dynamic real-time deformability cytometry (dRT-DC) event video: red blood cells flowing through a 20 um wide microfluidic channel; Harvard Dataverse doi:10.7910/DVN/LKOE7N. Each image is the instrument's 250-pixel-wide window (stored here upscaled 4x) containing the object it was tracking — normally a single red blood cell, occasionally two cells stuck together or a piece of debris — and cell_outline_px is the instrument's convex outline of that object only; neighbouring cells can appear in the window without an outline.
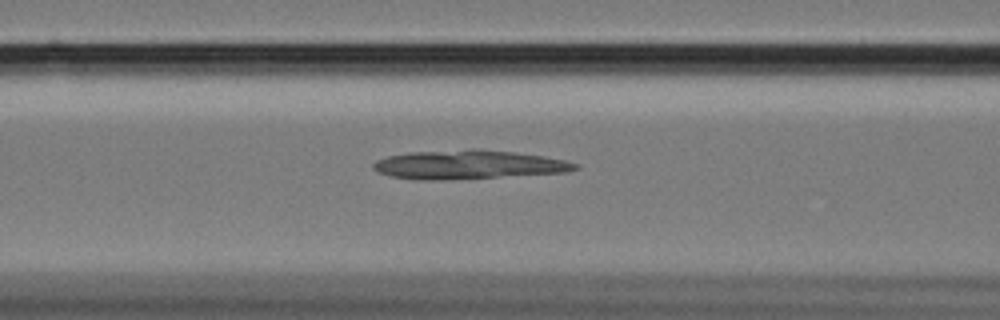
{"species": "Egyptian fruit bat (a non-hibernating species)", "species_latin": "Rousettus aegyptiacus", "temperature_condition": "cold", "stored_images_in_passage": 41, "camera_frame_rate_fps": 3000, "um_per_image_px": 0.085, "animal": {"sex": "female"}, "frame": {"image": 1, "passage_image": 14, "time_ms": 4.333, "image_size_px": [1000, 320], "cell_outline_px": [[580, 168], [568, 172], [444, 180], [432, 180], [392, 176], [380, 172], [372, 168], [372, 164], [376, 160], [388, 156], [408, 152], [472, 148], [480, 148], [516, 152], [544, 156], [564, 160], [580, 164]], "centroid_in_image_um": [39.87, 13.97], "position_along_channel_um": 126.7, "area_um2": 34.1}}
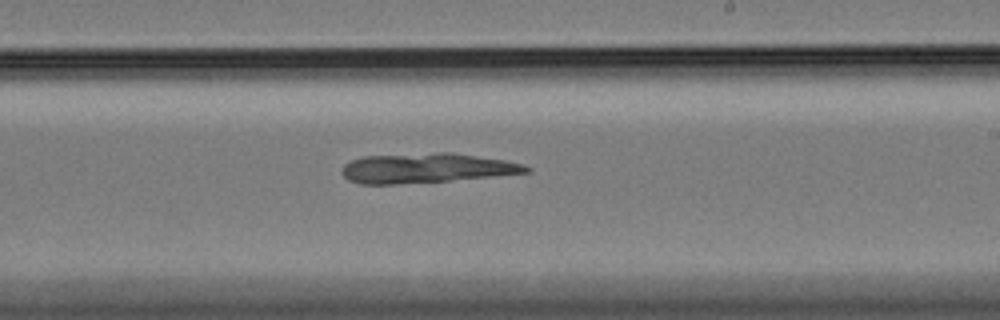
{"frame": {"image": 2, "passage_image": 25, "time_ms": 8.0, "image_size_px": [1000, 320], "cell_outline_px": [[532, 172], [492, 176], [448, 180], [396, 184], [360, 184], [348, 180], [340, 172], [344, 164], [352, 160], [364, 156], [440, 152], [452, 152], [504, 160], [524, 164], [532, 168]], "centroid_in_image_um": [36.23, 14.28], "position_along_channel_um": 252.8, "area_um2": 31.79}}
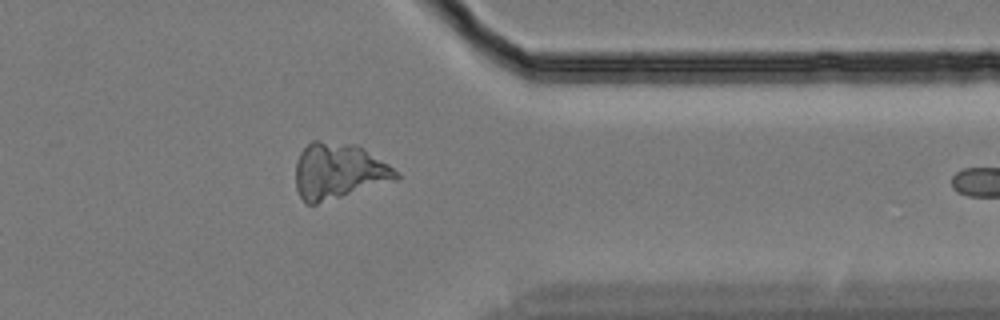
{"frame": {"image": 3, "passage_image": 37, "time_ms": 12.0, "image_size_px": [1000, 320], "cell_outline_px": [[400, 176], [396, 180], [316, 204], [308, 204], [300, 196], [296, 188], [296, 160], [300, 152], [312, 140], [320, 140], [356, 144], [364, 148], [388, 164]], "centroid_in_image_um": [28.75, 14.52], "position_along_channel_um": 382.6, "area_um2": 32.6}}